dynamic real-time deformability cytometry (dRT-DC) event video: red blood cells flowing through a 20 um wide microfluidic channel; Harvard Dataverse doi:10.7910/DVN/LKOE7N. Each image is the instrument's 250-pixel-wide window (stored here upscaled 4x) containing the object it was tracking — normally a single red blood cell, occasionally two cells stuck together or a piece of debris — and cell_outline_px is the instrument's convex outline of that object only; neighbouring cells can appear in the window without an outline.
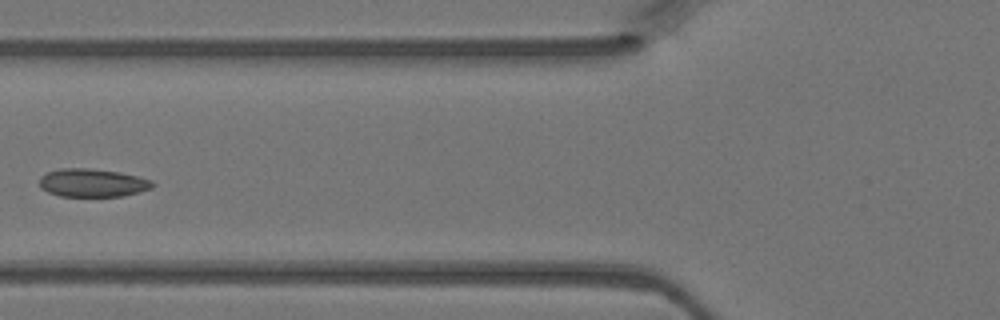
{"species": "Egyptian fruit bat (a non-hibernating species)", "species_latin": "Rousettus aegyptiacus", "temperature_condition": "warm", "stored_images_in_passage": 5, "camera_frame_rate_fps": 3000, "um_per_image_px": 0.085, "animal": {"sex": "female"}, "frame": {"image": 1, "passage_image": 4, "time_ms": 1.0, "image_size_px": [1000, 320], "cell_outline_px": [[156, 184], [152, 188], [140, 192], [124, 196], [60, 196], [48, 192], [40, 188], [40, 176], [48, 172], [60, 168], [88, 168], [116, 172], [136, 176], [152, 180]], "centroid_in_image_um": [7.86, 15.55], "position_along_channel_um": 117.9, "area_um2": 18.55}}
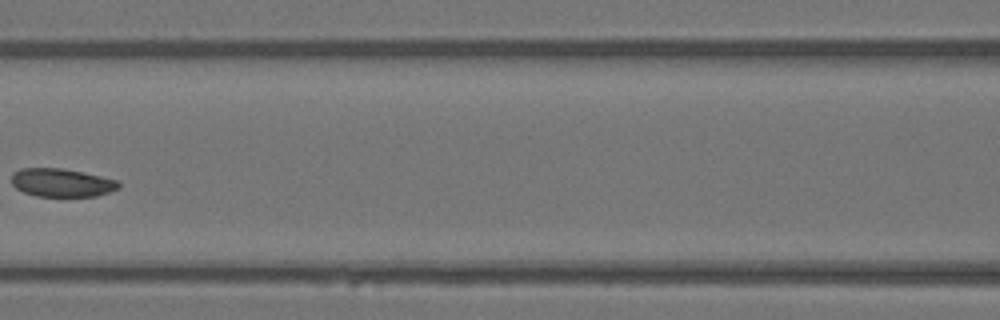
{"frame": {"image": 2, "passage_image": 5, "time_ms": 1.333, "image_size_px": [1000, 320], "cell_outline_px": [[120, 188], [96, 196], [36, 196], [24, 192], [16, 188], [12, 184], [12, 172], [20, 168], [60, 168], [84, 172], [120, 180]], "centroid_in_image_um": [5.26, 15.52], "position_along_channel_um": 161.3, "area_um2": 17.8}}